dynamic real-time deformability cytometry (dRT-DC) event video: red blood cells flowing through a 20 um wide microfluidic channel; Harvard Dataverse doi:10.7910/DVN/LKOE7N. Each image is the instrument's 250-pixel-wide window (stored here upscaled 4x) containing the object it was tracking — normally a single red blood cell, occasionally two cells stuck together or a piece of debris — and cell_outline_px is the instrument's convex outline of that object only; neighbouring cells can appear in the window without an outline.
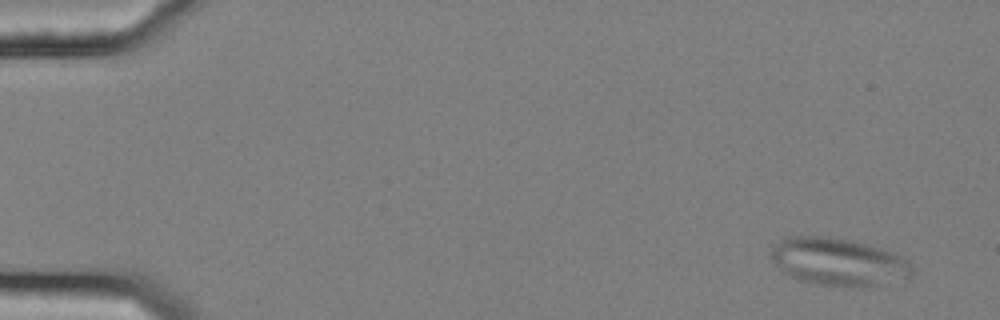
{"species": "common noctule bat (a hibernating species)", "species_latin": "Nyctalus noctula", "temperature_condition": "cold", "stored_images_in_passage": 54, "camera_frame_rate_fps": 3000, "um_per_image_px": 0.085, "animal": {"sex": "female", "body_mass_g": 25.1}, "frame": {"image": 1, "passage_image": 1, "time_ms": 0.0, "image_size_px": [1000, 320], "cell_outline_px": [[912, 272], [908, 276], [876, 288], [844, 288], [816, 284], [800, 280], [784, 272], [776, 264], [772, 256], [772, 244], [784, 236], [828, 236], [884, 248], [908, 260], [912, 264]], "centroid_in_image_um": [71.28, 22.28], "position_along_channel_um": 13.7, "area_um2": 39.71}}
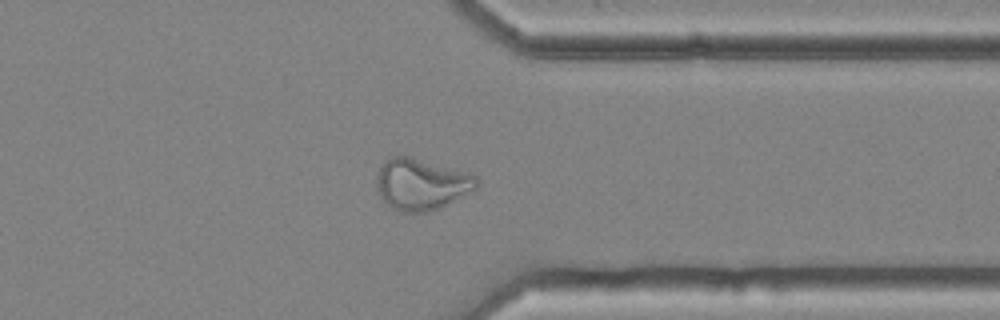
{"frame": {"image": 2, "passage_image": 42, "time_ms": 13.667, "image_size_px": [1000, 320], "cell_outline_px": [[480, 180], [476, 188], [464, 196], [428, 212], [400, 212], [392, 208], [380, 196], [376, 188], [376, 176], [384, 160], [392, 156], [408, 156], [476, 176]], "centroid_in_image_um": [35.77, 15.67], "position_along_channel_um": 375.6, "area_um2": 29.54}}
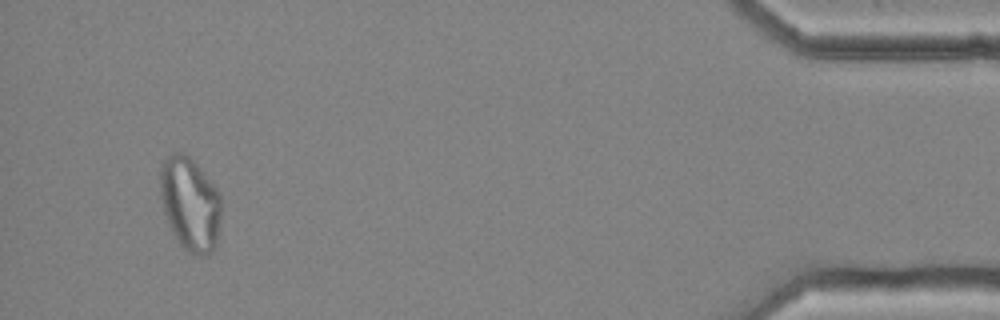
{"frame": {"image": 3, "passage_image": 51, "time_ms": 16.667, "image_size_px": [1000, 320], "cell_outline_px": [[220, 220], [216, 244], [212, 252], [208, 256], [200, 256], [188, 252], [180, 244], [172, 232], [168, 224], [160, 200], [160, 168], [164, 160], [168, 156], [176, 152], [180, 152], [188, 156], [200, 168], [220, 192]], "centroid_in_image_um": [16.15, 17.35], "position_along_channel_um": 419.0, "area_um2": 33.41}}